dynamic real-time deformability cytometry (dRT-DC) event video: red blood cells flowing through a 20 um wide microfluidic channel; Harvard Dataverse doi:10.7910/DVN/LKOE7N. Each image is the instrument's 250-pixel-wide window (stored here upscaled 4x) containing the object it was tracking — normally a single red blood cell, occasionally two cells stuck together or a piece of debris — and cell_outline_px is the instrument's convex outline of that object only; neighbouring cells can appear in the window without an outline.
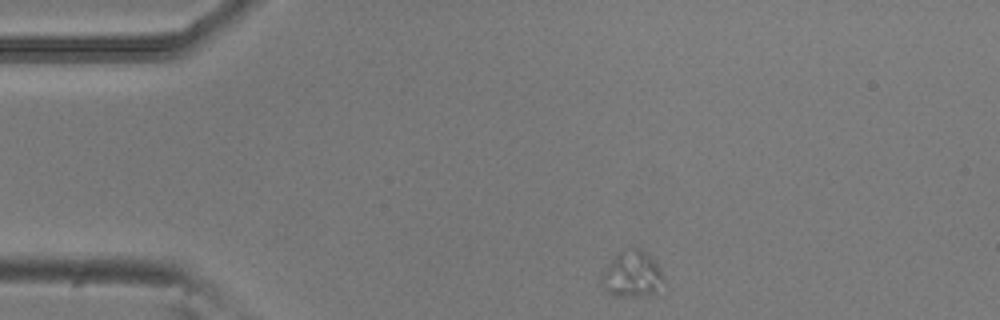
{"species": "common noctule bat (a hibernating species)", "species_latin": "Nyctalus noctula", "temperature_condition": "room temperature", "stored_images_in_passage": 5, "camera_frame_rate_fps": 3000, "um_per_image_px": 0.085, "animal": {"sex": "male", "body_mass_g": 20.5, "forearm_length_mm": 52.5}, "frame": {"image": 1, "passage_image": 1, "time_ms": 0.0, "image_size_px": [1000, 320], "cell_outline_px": [[664, 280], [656, 292], [640, 296], [616, 296], [608, 292], [600, 284], [600, 272], [620, 252], [632, 248], [640, 248], [660, 268]], "centroid_in_image_um": [53.68, 23.33], "position_along_channel_um": 31.3, "area_um2": 16.42}}
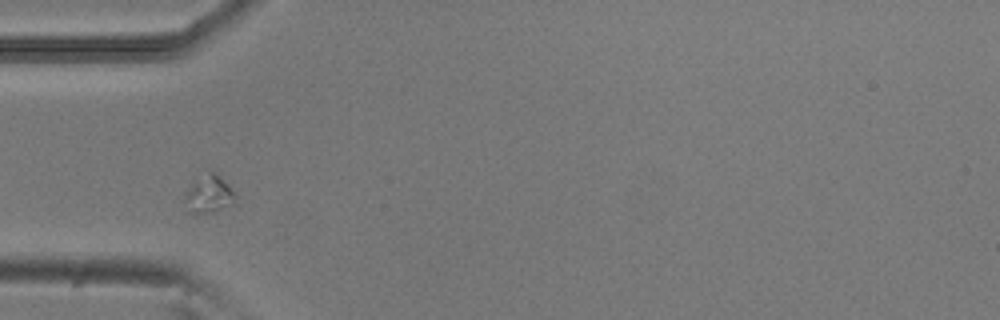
{"frame": {"image": 2, "passage_image": 3, "time_ms": 0.667, "image_size_px": [1000, 320], "cell_outline_px": [[236, 204], [216, 212], [188, 212], [184, 200], [184, 196], [192, 184], [208, 172], [216, 172], [236, 196]], "centroid_in_image_um": [17.78, 16.56], "position_along_channel_um": 67.2, "area_um2": 10.81}}